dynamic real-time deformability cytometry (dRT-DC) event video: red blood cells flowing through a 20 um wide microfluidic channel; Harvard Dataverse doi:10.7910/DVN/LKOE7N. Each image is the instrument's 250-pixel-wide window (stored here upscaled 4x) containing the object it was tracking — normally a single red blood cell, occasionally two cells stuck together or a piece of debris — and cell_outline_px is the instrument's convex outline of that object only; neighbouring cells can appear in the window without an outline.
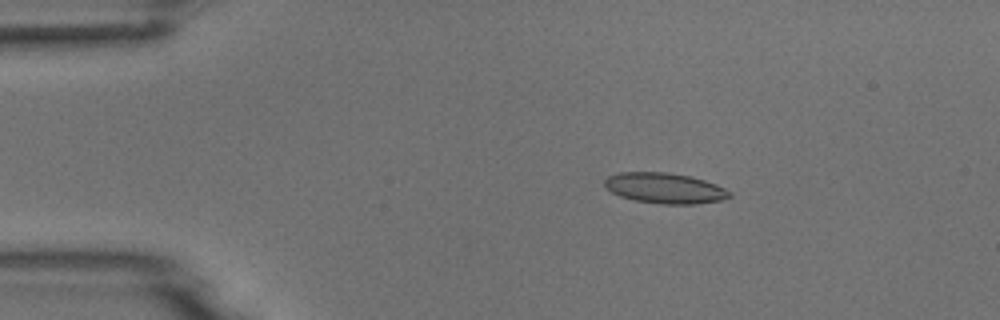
{"species": "common noctule bat (a hibernating species)", "species_latin": "Nyctalus noctula", "temperature_condition": "room temperature", "stored_images_in_passage": 4, "camera_frame_rate_fps": 3000, "um_per_image_px": 0.085, "animal": {"sex": "male", "body_mass_g": 18.8}, "frame": {"image": 1, "passage_image": 2, "time_ms": 1.0, "image_size_px": [1000, 320], "cell_outline_px": [[732, 196], [720, 200], [696, 204], [660, 204], [632, 200], [620, 196], [604, 188], [604, 180], [608, 176], [620, 172], [668, 172], [692, 176], [716, 184], [732, 192]], "centroid_in_image_um": [56.49, 15.99], "position_along_channel_um": 28.5, "area_um2": 22.48}}